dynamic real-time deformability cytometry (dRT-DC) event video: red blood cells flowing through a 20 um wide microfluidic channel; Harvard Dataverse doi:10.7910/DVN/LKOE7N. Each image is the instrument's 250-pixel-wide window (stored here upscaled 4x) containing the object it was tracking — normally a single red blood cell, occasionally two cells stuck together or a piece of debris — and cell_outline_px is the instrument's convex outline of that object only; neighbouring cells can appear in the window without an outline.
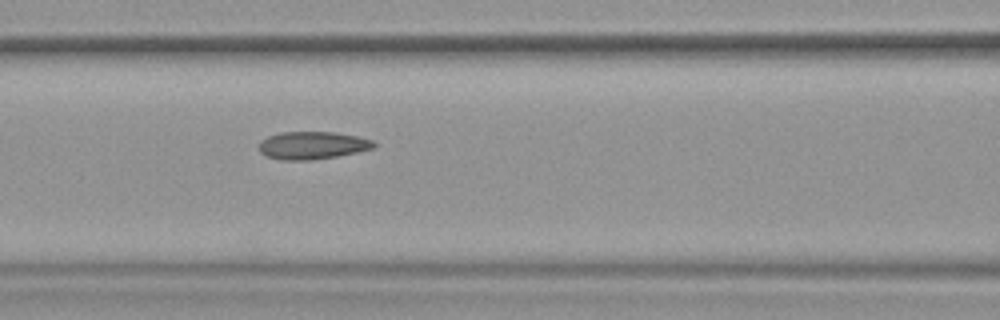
{"species": "common noctule bat (a hibernating species)", "species_latin": "Nyctalus noctula", "temperature_condition": "warm", "stored_images_in_passage": 54, "camera_frame_rate_fps": 3000, "um_per_image_px": 0.085, "animal": {"sex": "female", "body_mass_g": 19.9}, "frame": {"image": 1, "passage_image": 24, "time_ms": 7.667, "image_size_px": [1000, 320], "cell_outline_px": [[376, 148], [336, 156], [312, 160], [280, 160], [264, 156], [260, 152], [260, 140], [268, 136], [280, 132], [336, 132], [356, 136], [372, 140], [376, 144]], "centroid_in_image_um": [26.53, 12.36], "position_along_channel_um": 140.1, "area_um2": 18.61}, "authors_computed_cell_mechanics": {"area_um2": 18.785, "velocity_mm_per_s": 3.8075, "shape_relaxation_time_tau1_ms": 6.8813, "shape_relaxation_time_tau2_ms": 1.4424, "deformation_change_tau1": 0.1663, "deformation_change_tau2": 0.0856}}